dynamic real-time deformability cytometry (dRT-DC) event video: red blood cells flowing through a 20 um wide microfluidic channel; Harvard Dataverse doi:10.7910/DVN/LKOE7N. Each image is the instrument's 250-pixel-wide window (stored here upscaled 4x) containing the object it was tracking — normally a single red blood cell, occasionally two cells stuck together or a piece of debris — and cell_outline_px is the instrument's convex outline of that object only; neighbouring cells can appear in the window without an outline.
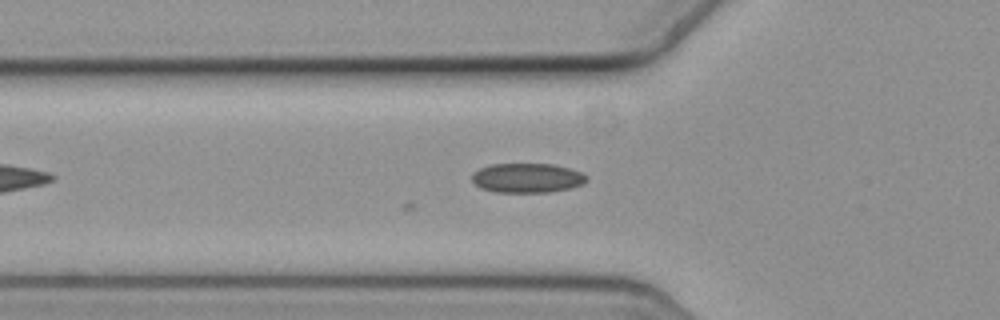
{"species": "common noctule bat (a hibernating species)", "species_latin": "Nyctalus noctula", "temperature_condition": "cold", "stored_images_in_passage": 38, "camera_frame_rate_fps": 3000, "um_per_image_px": 0.085, "animal": {"sex": "female", "body_mass_g": 19.3, "forearm_length_mm": 54.1}, "frame": {"image": 1, "passage_image": 7, "time_ms": 2.0, "image_size_px": [1000, 320], "cell_outline_px": [[588, 180], [584, 184], [568, 188], [548, 192], [496, 192], [480, 188], [472, 180], [472, 172], [480, 168], [492, 164], [552, 164], [568, 168], [580, 172], [588, 176]], "centroid_in_image_um": [44.8, 15.12], "position_along_channel_um": 81.0, "area_um2": 19.65}}
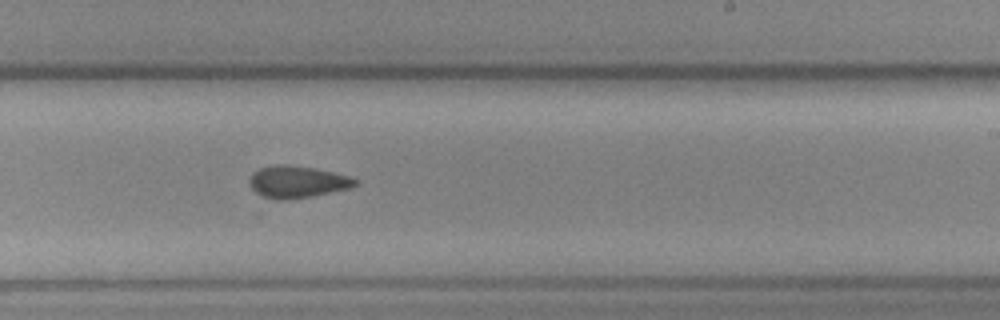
{"frame": {"image": 2, "passage_image": 22, "time_ms": 7.0, "image_size_px": [1000, 320], "cell_outline_px": [[356, 184], [348, 188], [312, 196], [288, 200], [276, 200], [264, 196], [256, 192], [248, 184], [248, 180], [252, 172], [260, 168], [272, 164], [288, 164], [316, 168], [348, 176], [356, 180]], "centroid_in_image_um": [25.19, 15.44], "position_along_channel_um": 263.8, "area_um2": 19.71}}
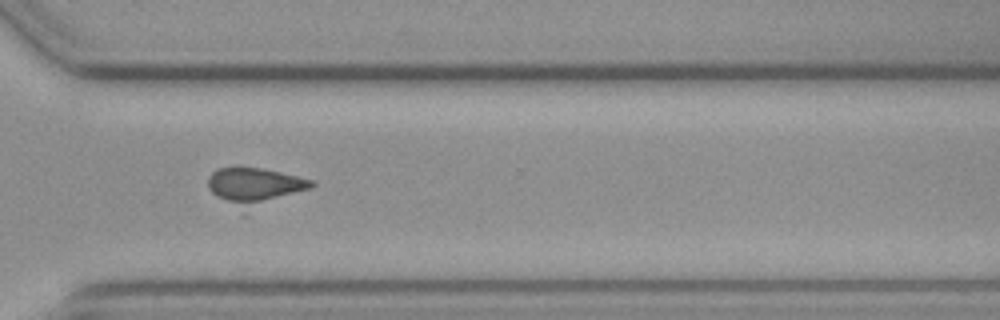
{"frame": {"image": 3, "passage_image": 29, "time_ms": 9.333, "image_size_px": [1000, 320], "cell_outline_px": [[316, 184], [312, 188], [244, 216], [216, 196], [208, 188], [208, 176], [216, 168], [260, 168], [280, 172], [312, 180]], "centroid_in_image_um": [21.66, 15.94], "position_along_channel_um": 348.9, "area_um2": 23.52}, "authors_computed_cell_mechanics": {"area_um2": 19.6231, "velocity_mm_per_s": 3.6466, "shape_relaxation_time_tau1_ms": null, "shape_relaxation_time_tau2_ms": 4.7576, "deformation_change_tau1": null, "deformation_change_tau2": 0.1016}}